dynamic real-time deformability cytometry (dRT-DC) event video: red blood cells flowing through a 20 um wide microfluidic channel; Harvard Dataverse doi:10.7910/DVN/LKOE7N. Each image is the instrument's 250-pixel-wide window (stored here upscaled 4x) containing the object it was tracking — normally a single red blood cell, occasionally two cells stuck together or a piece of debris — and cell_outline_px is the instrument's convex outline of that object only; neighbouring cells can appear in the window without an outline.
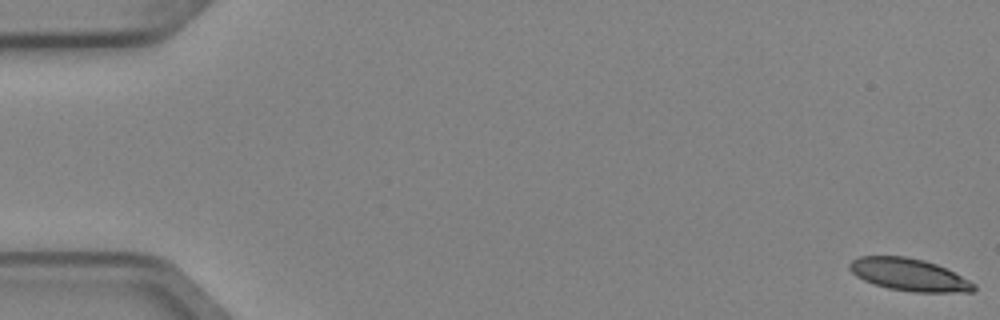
{"species": "Egyptian fruit bat (a non-hibernating species)", "species_latin": "Rousettus aegyptiacus", "temperature_condition": "cold", "stored_images_in_passage": 4, "camera_frame_rate_fps": 3000, "um_per_image_px": 0.085, "animal": {"sex": "female"}, "frame": {"image": 1, "passage_image": 1, "time_ms": 0.0, "image_size_px": [1000, 320], "cell_outline_px": [[976, 288], [972, 292], [912, 292], [888, 288], [864, 280], [856, 276], [848, 268], [848, 264], [852, 260], [860, 256], [904, 256], [924, 260], [936, 264], [976, 284]], "centroid_in_image_um": [77.24, 23.35], "position_along_channel_um": 7.8, "area_um2": 23.24}}